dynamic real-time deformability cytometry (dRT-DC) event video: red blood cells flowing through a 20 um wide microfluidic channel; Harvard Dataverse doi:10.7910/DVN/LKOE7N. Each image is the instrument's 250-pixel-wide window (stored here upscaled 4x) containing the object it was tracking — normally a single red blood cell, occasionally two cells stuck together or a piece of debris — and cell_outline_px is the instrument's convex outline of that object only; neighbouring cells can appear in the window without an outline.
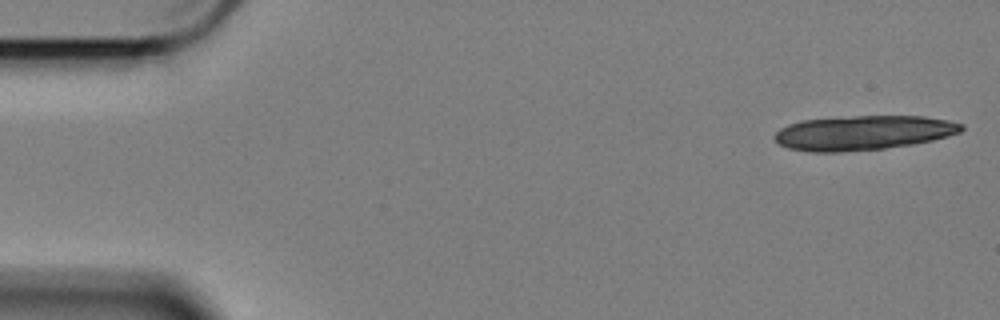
{"species": "Egyptian fruit bat (a non-hibernating species)", "species_latin": "Rousettus aegyptiacus", "temperature_condition": "cold", "stored_images_in_passage": 17, "camera_frame_rate_fps": 3000, "um_per_image_px": 0.085, "animal": {"sex": "female"}, "frame": {"image": 1, "passage_image": 1, "time_ms": 0.0, "image_size_px": [1000, 320], "cell_outline_px": [[964, 128], [960, 132], [948, 136], [932, 140], [912, 144], [884, 148], [840, 152], [812, 152], [788, 148], [780, 144], [772, 136], [780, 128], [788, 124], [800, 120], [852, 116], [924, 116], [948, 120], [964, 124]], "centroid_in_image_um": [73.36, 11.28], "position_along_channel_um": 11.6, "area_um2": 37.63}}